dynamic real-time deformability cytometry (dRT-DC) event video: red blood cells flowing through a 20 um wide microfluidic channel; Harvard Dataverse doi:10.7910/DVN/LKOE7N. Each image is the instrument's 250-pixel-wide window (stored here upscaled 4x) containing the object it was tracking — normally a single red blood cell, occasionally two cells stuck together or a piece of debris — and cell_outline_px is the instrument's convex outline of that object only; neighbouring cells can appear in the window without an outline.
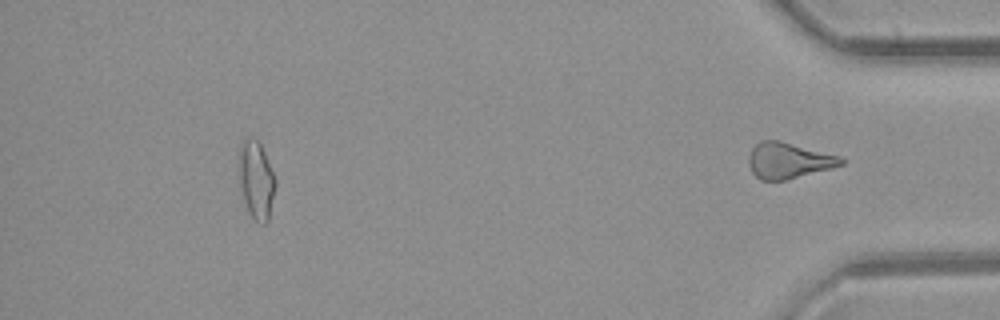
{"species": "common noctule bat (a hibernating species)", "species_latin": "Nyctalus noctula", "temperature_condition": "room temperature", "stored_images_in_passage": 35, "segment_of_instrument_passage": [2, 2], "camera_frame_rate_fps": 3000, "um_per_image_px": 0.085, "animal": {"sex": "female", "body_mass_g": 21.9}, "frame": {"image": 1, "passage_image": 35, "time_ms": 11.333, "image_size_px": [1000, 320], "cell_outline_px": [[848, 160], [844, 164], [832, 168], [788, 180], [760, 180], [752, 172], [748, 164], [748, 156], [752, 148], [760, 140], [780, 140], [840, 156]], "centroid_in_image_um": [67.04, 13.64], "position_along_channel_um": 368.2, "area_um2": 19.59}}